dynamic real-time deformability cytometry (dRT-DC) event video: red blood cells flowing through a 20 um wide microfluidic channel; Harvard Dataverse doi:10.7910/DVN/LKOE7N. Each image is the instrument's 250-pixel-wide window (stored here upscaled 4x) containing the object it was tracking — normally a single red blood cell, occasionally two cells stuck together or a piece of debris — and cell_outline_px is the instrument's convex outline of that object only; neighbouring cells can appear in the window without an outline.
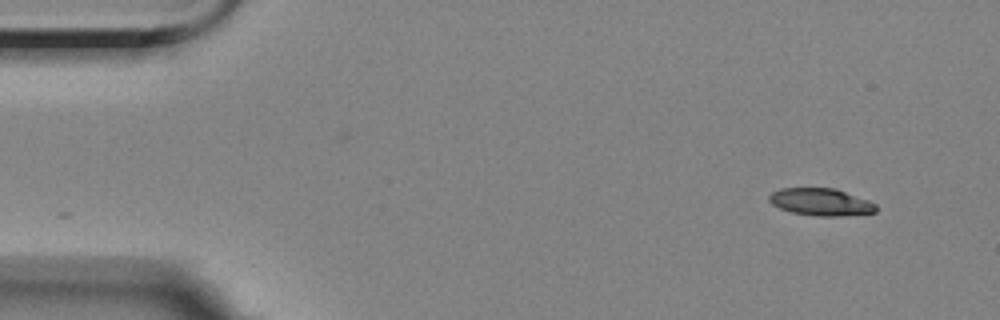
{"species": "Egyptian fruit bat (a non-hibernating species)", "species_latin": "Rousettus aegyptiacus", "temperature_condition": "room temperature", "stored_images_in_passage": 53, "camera_frame_rate_fps": 3000, "um_per_image_px": 0.085, "animal": {"sex": "female"}, "frame": {"image": 1, "passage_image": 1, "time_ms": 0.0, "image_size_px": [1000, 320], "cell_outline_px": [[876, 212], [840, 216], [820, 216], [792, 212], [780, 208], [772, 204], [768, 200], [768, 196], [772, 192], [780, 188], [836, 188], [868, 200], [876, 204]], "centroid_in_image_um": [69.76, 17.16], "position_along_channel_um": 15.2, "area_um2": 16.94}}
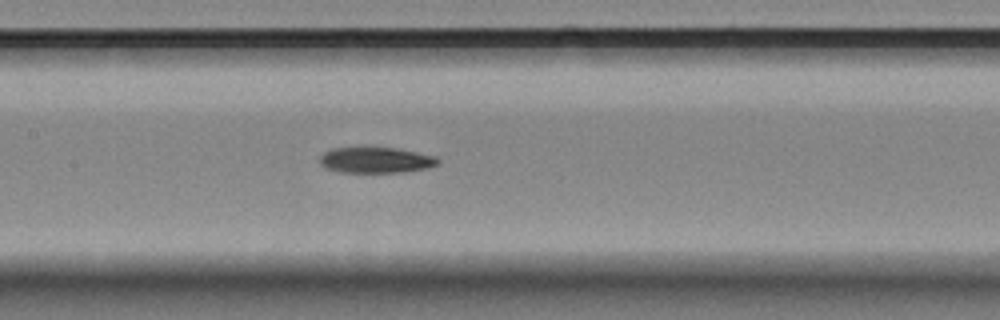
{"frame": {"image": 2, "passage_image": 23, "time_ms": 7.333, "image_size_px": [1000, 320], "cell_outline_px": [[440, 164], [428, 168], [404, 172], [340, 172], [324, 168], [320, 164], [320, 156], [324, 152], [332, 148], [396, 148], [436, 156], [440, 160]], "centroid_in_image_um": [31.96, 13.62], "position_along_channel_um": 175.4, "area_um2": 17.8}}
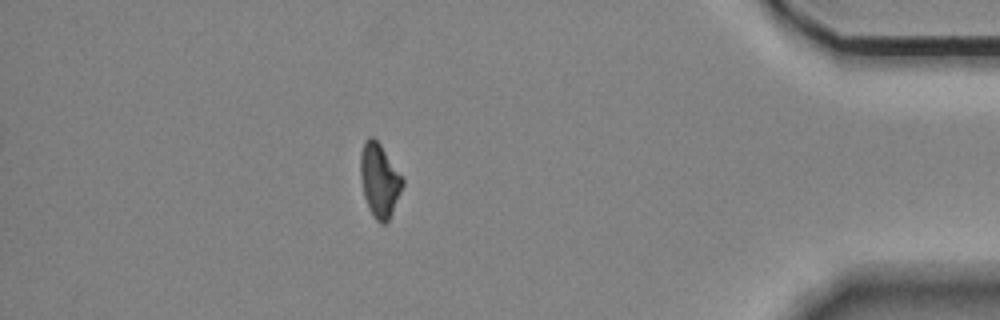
{"frame": {"image": 3, "passage_image": 46, "time_ms": 15.0, "image_size_px": [1000, 320], "cell_outline_px": [[404, 184], [392, 212], [388, 220], [384, 224], [380, 224], [372, 216], [368, 208], [364, 196], [360, 176], [360, 152], [364, 140], [368, 136], [372, 136], [380, 144], [404, 180]], "centroid_in_image_um": [32.23, 15.32], "position_along_channel_um": 403.0, "area_um2": 18.03}}